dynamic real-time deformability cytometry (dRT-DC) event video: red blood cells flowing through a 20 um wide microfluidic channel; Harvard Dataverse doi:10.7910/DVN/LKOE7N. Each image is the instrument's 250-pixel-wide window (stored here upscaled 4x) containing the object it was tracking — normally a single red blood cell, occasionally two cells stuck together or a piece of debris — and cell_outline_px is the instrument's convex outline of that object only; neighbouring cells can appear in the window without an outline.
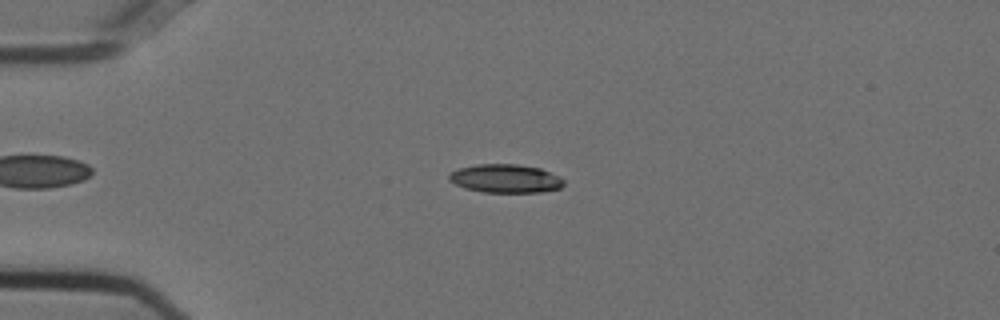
{"species": "Egyptian fruit bat (a non-hibernating species)", "species_latin": "Rousettus aegyptiacus", "temperature_condition": "cold", "stored_images_in_passage": 55, "camera_frame_rate_fps": 3000, "um_per_image_px": 0.085, "animal": {"sex": "female"}, "frame": {"image": 1, "passage_image": 13, "time_ms": 4.0, "image_size_px": [1000, 320], "cell_outline_px": [[564, 184], [560, 188], [540, 192], [484, 192], [464, 188], [448, 180], [448, 176], [452, 172], [460, 168], [476, 164], [516, 164], [540, 168], [564, 180]], "centroid_in_image_um": [42.94, 15.18], "position_along_channel_um": 42.1, "area_um2": 18.84}}
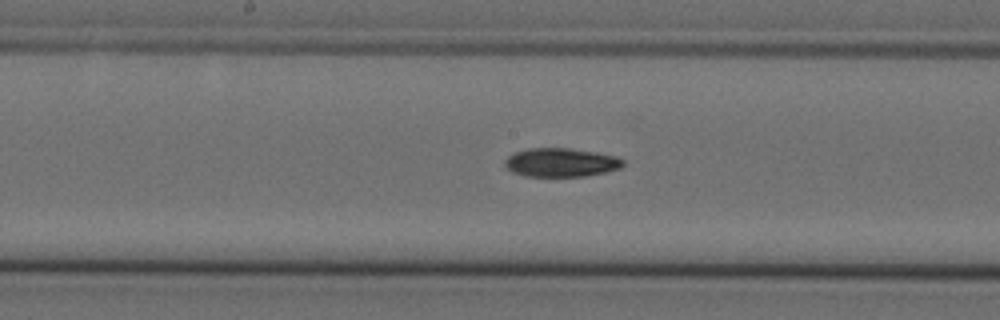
{"frame": {"image": 2, "passage_image": 28, "time_ms": 9.0, "image_size_px": [1000, 320], "cell_outline_px": [[624, 164], [620, 168], [604, 172], [584, 176], [524, 176], [512, 172], [504, 164], [504, 160], [508, 156], [524, 148], [572, 148], [596, 152], [616, 156], [624, 160]], "centroid_in_image_um": [47.67, 13.8], "position_along_channel_um": 200.5, "area_um2": 19.83}}
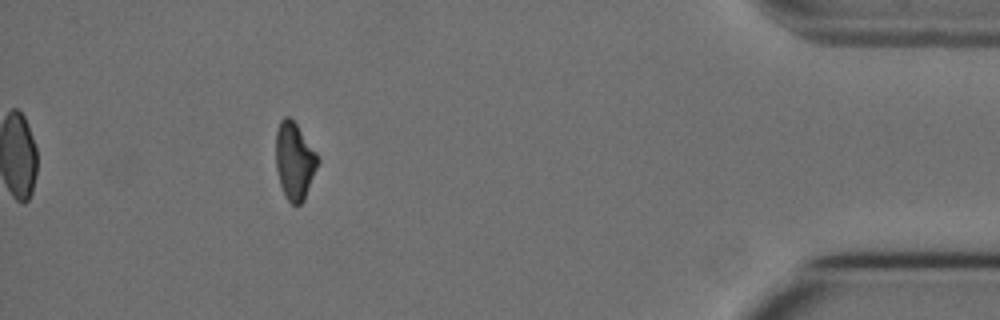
{"frame": {"image": 3, "passage_image": 49, "time_ms": 16.0, "image_size_px": [1000, 320], "cell_outline_px": [[320, 160], [304, 200], [296, 208], [288, 200], [280, 184], [276, 168], [276, 132], [280, 120], [284, 116], [288, 116], [296, 124], [316, 152]], "centroid_in_image_um": [25.03, 13.69], "position_along_channel_um": 410.2, "area_um2": 18.79}, "authors_computed_cell_mechanics": {"area_um2": 19.363, "velocity_mm_per_s": 3.7404, "shape_relaxation_time_tau1_ms": null, "shape_relaxation_time_tau2_ms": 9.4259, "deformation_change_tau1": null, "deformation_change_tau2": 0.1628}}